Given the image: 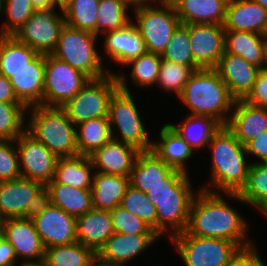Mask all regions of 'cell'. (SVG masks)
<instances>
[{"label":"cell","instance_id":"1","mask_svg":"<svg viewBox=\"0 0 267 266\" xmlns=\"http://www.w3.org/2000/svg\"><path fill=\"white\" fill-rule=\"evenodd\" d=\"M217 192L207 186L201 188L191 203L186 232L200 237L218 238L235 242L242 250L254 247L246 237L247 224L234 208Z\"/></svg>","mask_w":267,"mask_h":266},{"label":"cell","instance_id":"2","mask_svg":"<svg viewBox=\"0 0 267 266\" xmlns=\"http://www.w3.org/2000/svg\"><path fill=\"white\" fill-rule=\"evenodd\" d=\"M179 98L191 115L210 116L222 125L227 124L229 117L225 115L236 101L215 68L195 70Z\"/></svg>","mask_w":267,"mask_h":266},{"label":"cell","instance_id":"3","mask_svg":"<svg viewBox=\"0 0 267 266\" xmlns=\"http://www.w3.org/2000/svg\"><path fill=\"white\" fill-rule=\"evenodd\" d=\"M212 151L211 184L225 193H239L247 182L251 163L245 160V145L225 126L213 135L209 144Z\"/></svg>","mask_w":267,"mask_h":266},{"label":"cell","instance_id":"4","mask_svg":"<svg viewBox=\"0 0 267 266\" xmlns=\"http://www.w3.org/2000/svg\"><path fill=\"white\" fill-rule=\"evenodd\" d=\"M31 121L26 131L59 157L79 155L76 128L61 107L44 105L30 107Z\"/></svg>","mask_w":267,"mask_h":266},{"label":"cell","instance_id":"5","mask_svg":"<svg viewBox=\"0 0 267 266\" xmlns=\"http://www.w3.org/2000/svg\"><path fill=\"white\" fill-rule=\"evenodd\" d=\"M188 174L178 184H156L146 195L155 205L157 213V235L171 226V237L186 231L190 206L194 199ZM168 224V225H167Z\"/></svg>","mask_w":267,"mask_h":266},{"label":"cell","instance_id":"6","mask_svg":"<svg viewBox=\"0 0 267 266\" xmlns=\"http://www.w3.org/2000/svg\"><path fill=\"white\" fill-rule=\"evenodd\" d=\"M98 36L65 24L58 38L56 49L52 55L65 61L71 67L83 72L90 79H98L108 75L105 71L95 47Z\"/></svg>","mask_w":267,"mask_h":266},{"label":"cell","instance_id":"7","mask_svg":"<svg viewBox=\"0 0 267 266\" xmlns=\"http://www.w3.org/2000/svg\"><path fill=\"white\" fill-rule=\"evenodd\" d=\"M119 89L109 102L108 120L112 138H115L112 128L115 125L120 130L121 142L136 147L139 151H149L152 143L148 139L143 122L138 113L134 99L121 75L115 74ZM114 125V127H113Z\"/></svg>","mask_w":267,"mask_h":266},{"label":"cell","instance_id":"8","mask_svg":"<svg viewBox=\"0 0 267 266\" xmlns=\"http://www.w3.org/2000/svg\"><path fill=\"white\" fill-rule=\"evenodd\" d=\"M118 89L115 74L109 73L91 79L61 108L75 126L90 119L108 117L110 99Z\"/></svg>","mask_w":267,"mask_h":266},{"label":"cell","instance_id":"9","mask_svg":"<svg viewBox=\"0 0 267 266\" xmlns=\"http://www.w3.org/2000/svg\"><path fill=\"white\" fill-rule=\"evenodd\" d=\"M171 238L186 266H227L242 250L235 242L186 231Z\"/></svg>","mask_w":267,"mask_h":266},{"label":"cell","instance_id":"10","mask_svg":"<svg viewBox=\"0 0 267 266\" xmlns=\"http://www.w3.org/2000/svg\"><path fill=\"white\" fill-rule=\"evenodd\" d=\"M160 3L163 9L146 5L134 10L137 17L135 27L146 44L147 52L161 55L180 20L173 4Z\"/></svg>","mask_w":267,"mask_h":266},{"label":"cell","instance_id":"11","mask_svg":"<svg viewBox=\"0 0 267 266\" xmlns=\"http://www.w3.org/2000/svg\"><path fill=\"white\" fill-rule=\"evenodd\" d=\"M91 79L52 54H45L44 106L62 107Z\"/></svg>","mask_w":267,"mask_h":266},{"label":"cell","instance_id":"12","mask_svg":"<svg viewBox=\"0 0 267 266\" xmlns=\"http://www.w3.org/2000/svg\"><path fill=\"white\" fill-rule=\"evenodd\" d=\"M64 25V16L56 14L54 9L36 10L13 36L37 53L52 54Z\"/></svg>","mask_w":267,"mask_h":266},{"label":"cell","instance_id":"13","mask_svg":"<svg viewBox=\"0 0 267 266\" xmlns=\"http://www.w3.org/2000/svg\"><path fill=\"white\" fill-rule=\"evenodd\" d=\"M15 141L21 177L46 186L54 177L58 157L26 130Z\"/></svg>","mask_w":267,"mask_h":266},{"label":"cell","instance_id":"14","mask_svg":"<svg viewBox=\"0 0 267 266\" xmlns=\"http://www.w3.org/2000/svg\"><path fill=\"white\" fill-rule=\"evenodd\" d=\"M194 62L200 68H215L225 52V29L220 24H188Z\"/></svg>","mask_w":267,"mask_h":266},{"label":"cell","instance_id":"15","mask_svg":"<svg viewBox=\"0 0 267 266\" xmlns=\"http://www.w3.org/2000/svg\"><path fill=\"white\" fill-rule=\"evenodd\" d=\"M187 174L169 167L153 151H140L129 175V184L147 192L156 184H178Z\"/></svg>","mask_w":267,"mask_h":266},{"label":"cell","instance_id":"16","mask_svg":"<svg viewBox=\"0 0 267 266\" xmlns=\"http://www.w3.org/2000/svg\"><path fill=\"white\" fill-rule=\"evenodd\" d=\"M32 220L45 248L77 241L76 217L52 203Z\"/></svg>","mask_w":267,"mask_h":266},{"label":"cell","instance_id":"17","mask_svg":"<svg viewBox=\"0 0 267 266\" xmlns=\"http://www.w3.org/2000/svg\"><path fill=\"white\" fill-rule=\"evenodd\" d=\"M3 236L13 246L16 258H25L24 262L43 261L46 248L36 231L32 219L9 218L0 221ZM30 259V260H29Z\"/></svg>","mask_w":267,"mask_h":266},{"label":"cell","instance_id":"18","mask_svg":"<svg viewBox=\"0 0 267 266\" xmlns=\"http://www.w3.org/2000/svg\"><path fill=\"white\" fill-rule=\"evenodd\" d=\"M17 99L27 108L44 105L45 54L38 53L10 78Z\"/></svg>","mask_w":267,"mask_h":266},{"label":"cell","instance_id":"19","mask_svg":"<svg viewBox=\"0 0 267 266\" xmlns=\"http://www.w3.org/2000/svg\"><path fill=\"white\" fill-rule=\"evenodd\" d=\"M227 85L230 94L236 99H244L252 90L259 67L248 63L241 56L224 52L215 67Z\"/></svg>","mask_w":267,"mask_h":266},{"label":"cell","instance_id":"20","mask_svg":"<svg viewBox=\"0 0 267 266\" xmlns=\"http://www.w3.org/2000/svg\"><path fill=\"white\" fill-rule=\"evenodd\" d=\"M43 186L24 177L0 182V221L25 218L27 205Z\"/></svg>","mask_w":267,"mask_h":266},{"label":"cell","instance_id":"21","mask_svg":"<svg viewBox=\"0 0 267 266\" xmlns=\"http://www.w3.org/2000/svg\"><path fill=\"white\" fill-rule=\"evenodd\" d=\"M139 150L118 138H112L90 156L97 172L129 177Z\"/></svg>","mask_w":267,"mask_h":266},{"label":"cell","instance_id":"22","mask_svg":"<svg viewBox=\"0 0 267 266\" xmlns=\"http://www.w3.org/2000/svg\"><path fill=\"white\" fill-rule=\"evenodd\" d=\"M158 238L157 234L131 235L114 232L96 254L114 266H123Z\"/></svg>","mask_w":267,"mask_h":266},{"label":"cell","instance_id":"23","mask_svg":"<svg viewBox=\"0 0 267 266\" xmlns=\"http://www.w3.org/2000/svg\"><path fill=\"white\" fill-rule=\"evenodd\" d=\"M229 120L225 125L245 145L264 131H267V108L257 107L244 101L236 100Z\"/></svg>","mask_w":267,"mask_h":266},{"label":"cell","instance_id":"24","mask_svg":"<svg viewBox=\"0 0 267 266\" xmlns=\"http://www.w3.org/2000/svg\"><path fill=\"white\" fill-rule=\"evenodd\" d=\"M225 30L263 34L267 26V9L253 0H228Z\"/></svg>","mask_w":267,"mask_h":266},{"label":"cell","instance_id":"25","mask_svg":"<svg viewBox=\"0 0 267 266\" xmlns=\"http://www.w3.org/2000/svg\"><path fill=\"white\" fill-rule=\"evenodd\" d=\"M113 233L110 211L92 209L76 217L77 241L91 248L95 253Z\"/></svg>","mask_w":267,"mask_h":266},{"label":"cell","instance_id":"26","mask_svg":"<svg viewBox=\"0 0 267 266\" xmlns=\"http://www.w3.org/2000/svg\"><path fill=\"white\" fill-rule=\"evenodd\" d=\"M104 48L107 55L114 62L126 64L131 59L147 52L146 44L135 27V23L128 24L120 30L106 32Z\"/></svg>","mask_w":267,"mask_h":266},{"label":"cell","instance_id":"27","mask_svg":"<svg viewBox=\"0 0 267 266\" xmlns=\"http://www.w3.org/2000/svg\"><path fill=\"white\" fill-rule=\"evenodd\" d=\"M228 0H177V16L182 24H220L226 16Z\"/></svg>","mask_w":267,"mask_h":266},{"label":"cell","instance_id":"28","mask_svg":"<svg viewBox=\"0 0 267 266\" xmlns=\"http://www.w3.org/2000/svg\"><path fill=\"white\" fill-rule=\"evenodd\" d=\"M159 141L152 143L151 151L172 169L188 174L185 163L191 157L193 148L170 124L161 128Z\"/></svg>","mask_w":267,"mask_h":266},{"label":"cell","instance_id":"29","mask_svg":"<svg viewBox=\"0 0 267 266\" xmlns=\"http://www.w3.org/2000/svg\"><path fill=\"white\" fill-rule=\"evenodd\" d=\"M93 185L91 187L93 209L112 211L118 207L125 195L129 184V177L93 173Z\"/></svg>","mask_w":267,"mask_h":266},{"label":"cell","instance_id":"30","mask_svg":"<svg viewBox=\"0 0 267 266\" xmlns=\"http://www.w3.org/2000/svg\"><path fill=\"white\" fill-rule=\"evenodd\" d=\"M94 168L90 157L77 155L72 157H59L53 179L49 183L65 184L74 188L91 190Z\"/></svg>","mask_w":267,"mask_h":266},{"label":"cell","instance_id":"31","mask_svg":"<svg viewBox=\"0 0 267 266\" xmlns=\"http://www.w3.org/2000/svg\"><path fill=\"white\" fill-rule=\"evenodd\" d=\"M265 38L263 34L225 30V52L241 56L260 69L263 66Z\"/></svg>","mask_w":267,"mask_h":266},{"label":"cell","instance_id":"32","mask_svg":"<svg viewBox=\"0 0 267 266\" xmlns=\"http://www.w3.org/2000/svg\"><path fill=\"white\" fill-rule=\"evenodd\" d=\"M51 203L74 217L93 209L91 190L74 188L65 184L48 183Z\"/></svg>","mask_w":267,"mask_h":266},{"label":"cell","instance_id":"33","mask_svg":"<svg viewBox=\"0 0 267 266\" xmlns=\"http://www.w3.org/2000/svg\"><path fill=\"white\" fill-rule=\"evenodd\" d=\"M234 199L258 207L267 215V163L253 162L249 166L247 182L239 193H228Z\"/></svg>","mask_w":267,"mask_h":266},{"label":"cell","instance_id":"34","mask_svg":"<svg viewBox=\"0 0 267 266\" xmlns=\"http://www.w3.org/2000/svg\"><path fill=\"white\" fill-rule=\"evenodd\" d=\"M76 144L79 155L90 157L112 139L108 117L90 119L76 125Z\"/></svg>","mask_w":267,"mask_h":266},{"label":"cell","instance_id":"35","mask_svg":"<svg viewBox=\"0 0 267 266\" xmlns=\"http://www.w3.org/2000/svg\"><path fill=\"white\" fill-rule=\"evenodd\" d=\"M38 53L13 35H0V74L8 79L24 68Z\"/></svg>","mask_w":267,"mask_h":266},{"label":"cell","instance_id":"36","mask_svg":"<svg viewBox=\"0 0 267 266\" xmlns=\"http://www.w3.org/2000/svg\"><path fill=\"white\" fill-rule=\"evenodd\" d=\"M172 128L194 149L208 145L222 124L210 116L189 115L185 121Z\"/></svg>","mask_w":267,"mask_h":266},{"label":"cell","instance_id":"37","mask_svg":"<svg viewBox=\"0 0 267 266\" xmlns=\"http://www.w3.org/2000/svg\"><path fill=\"white\" fill-rule=\"evenodd\" d=\"M96 253L78 241L46 248L47 266H87Z\"/></svg>","mask_w":267,"mask_h":266},{"label":"cell","instance_id":"38","mask_svg":"<svg viewBox=\"0 0 267 266\" xmlns=\"http://www.w3.org/2000/svg\"><path fill=\"white\" fill-rule=\"evenodd\" d=\"M99 0H71L61 11L65 24L96 35Z\"/></svg>","mask_w":267,"mask_h":266},{"label":"cell","instance_id":"39","mask_svg":"<svg viewBox=\"0 0 267 266\" xmlns=\"http://www.w3.org/2000/svg\"><path fill=\"white\" fill-rule=\"evenodd\" d=\"M128 6L119 0H99L98 16L96 21V35L120 30L130 24L126 14Z\"/></svg>","mask_w":267,"mask_h":266},{"label":"cell","instance_id":"40","mask_svg":"<svg viewBox=\"0 0 267 266\" xmlns=\"http://www.w3.org/2000/svg\"><path fill=\"white\" fill-rule=\"evenodd\" d=\"M119 206L135 214L157 234L156 207L145 192L129 185Z\"/></svg>","mask_w":267,"mask_h":266},{"label":"cell","instance_id":"41","mask_svg":"<svg viewBox=\"0 0 267 266\" xmlns=\"http://www.w3.org/2000/svg\"><path fill=\"white\" fill-rule=\"evenodd\" d=\"M161 58L186 66H198L193 59L188 24L180 23L174 30Z\"/></svg>","mask_w":267,"mask_h":266},{"label":"cell","instance_id":"42","mask_svg":"<svg viewBox=\"0 0 267 266\" xmlns=\"http://www.w3.org/2000/svg\"><path fill=\"white\" fill-rule=\"evenodd\" d=\"M26 110L22 103L0 102V140L15 141L25 131Z\"/></svg>","mask_w":267,"mask_h":266},{"label":"cell","instance_id":"43","mask_svg":"<svg viewBox=\"0 0 267 266\" xmlns=\"http://www.w3.org/2000/svg\"><path fill=\"white\" fill-rule=\"evenodd\" d=\"M197 69H200V67L180 65L178 63L162 59L157 83H159V85L167 92L168 90H173V92L176 91L175 93H177L179 97L184 89V86L188 82V79Z\"/></svg>","mask_w":267,"mask_h":266},{"label":"cell","instance_id":"44","mask_svg":"<svg viewBox=\"0 0 267 266\" xmlns=\"http://www.w3.org/2000/svg\"><path fill=\"white\" fill-rule=\"evenodd\" d=\"M162 58L160 54L146 52L131 59L127 64H133L131 78L136 85L152 86L157 82Z\"/></svg>","mask_w":267,"mask_h":266},{"label":"cell","instance_id":"45","mask_svg":"<svg viewBox=\"0 0 267 266\" xmlns=\"http://www.w3.org/2000/svg\"><path fill=\"white\" fill-rule=\"evenodd\" d=\"M7 21L0 35H14L35 12L31 0H3Z\"/></svg>","mask_w":267,"mask_h":266},{"label":"cell","instance_id":"46","mask_svg":"<svg viewBox=\"0 0 267 266\" xmlns=\"http://www.w3.org/2000/svg\"><path fill=\"white\" fill-rule=\"evenodd\" d=\"M110 215L115 233L156 234L143 220L121 206L110 211Z\"/></svg>","mask_w":267,"mask_h":266},{"label":"cell","instance_id":"47","mask_svg":"<svg viewBox=\"0 0 267 266\" xmlns=\"http://www.w3.org/2000/svg\"><path fill=\"white\" fill-rule=\"evenodd\" d=\"M13 140H0V182L21 177L17 149Z\"/></svg>","mask_w":267,"mask_h":266},{"label":"cell","instance_id":"48","mask_svg":"<svg viewBox=\"0 0 267 266\" xmlns=\"http://www.w3.org/2000/svg\"><path fill=\"white\" fill-rule=\"evenodd\" d=\"M247 103L267 108V71L260 69L252 90L243 99Z\"/></svg>","mask_w":267,"mask_h":266},{"label":"cell","instance_id":"49","mask_svg":"<svg viewBox=\"0 0 267 266\" xmlns=\"http://www.w3.org/2000/svg\"><path fill=\"white\" fill-rule=\"evenodd\" d=\"M50 203L49 190L46 186H43L27 205L25 219H33L35 216L41 214Z\"/></svg>","mask_w":267,"mask_h":266},{"label":"cell","instance_id":"50","mask_svg":"<svg viewBox=\"0 0 267 266\" xmlns=\"http://www.w3.org/2000/svg\"><path fill=\"white\" fill-rule=\"evenodd\" d=\"M247 154L260 158V163H267V131L262 132L245 144Z\"/></svg>","mask_w":267,"mask_h":266},{"label":"cell","instance_id":"51","mask_svg":"<svg viewBox=\"0 0 267 266\" xmlns=\"http://www.w3.org/2000/svg\"><path fill=\"white\" fill-rule=\"evenodd\" d=\"M227 266H265L257 255L255 246L241 250Z\"/></svg>","mask_w":267,"mask_h":266},{"label":"cell","instance_id":"52","mask_svg":"<svg viewBox=\"0 0 267 266\" xmlns=\"http://www.w3.org/2000/svg\"><path fill=\"white\" fill-rule=\"evenodd\" d=\"M16 261L13 246L2 236L0 239V266H14Z\"/></svg>","mask_w":267,"mask_h":266},{"label":"cell","instance_id":"53","mask_svg":"<svg viewBox=\"0 0 267 266\" xmlns=\"http://www.w3.org/2000/svg\"><path fill=\"white\" fill-rule=\"evenodd\" d=\"M0 102L21 103L13 90V86L6 76L0 74Z\"/></svg>","mask_w":267,"mask_h":266},{"label":"cell","instance_id":"54","mask_svg":"<svg viewBox=\"0 0 267 266\" xmlns=\"http://www.w3.org/2000/svg\"><path fill=\"white\" fill-rule=\"evenodd\" d=\"M34 10H51L58 6L55 0H31Z\"/></svg>","mask_w":267,"mask_h":266},{"label":"cell","instance_id":"55","mask_svg":"<svg viewBox=\"0 0 267 266\" xmlns=\"http://www.w3.org/2000/svg\"><path fill=\"white\" fill-rule=\"evenodd\" d=\"M119 1L123 2L127 6L133 5L134 6L133 8L135 9L140 8L142 6L149 5V3L151 2V0H119Z\"/></svg>","mask_w":267,"mask_h":266},{"label":"cell","instance_id":"56","mask_svg":"<svg viewBox=\"0 0 267 266\" xmlns=\"http://www.w3.org/2000/svg\"><path fill=\"white\" fill-rule=\"evenodd\" d=\"M87 266H114L110 264L108 261L101 259L97 254L89 261Z\"/></svg>","mask_w":267,"mask_h":266},{"label":"cell","instance_id":"57","mask_svg":"<svg viewBox=\"0 0 267 266\" xmlns=\"http://www.w3.org/2000/svg\"><path fill=\"white\" fill-rule=\"evenodd\" d=\"M21 266H47L46 262L43 261H32V262H24L23 264H21Z\"/></svg>","mask_w":267,"mask_h":266},{"label":"cell","instance_id":"58","mask_svg":"<svg viewBox=\"0 0 267 266\" xmlns=\"http://www.w3.org/2000/svg\"><path fill=\"white\" fill-rule=\"evenodd\" d=\"M262 69L267 71V40L266 39H265V45H264V56H263V66H262Z\"/></svg>","mask_w":267,"mask_h":266},{"label":"cell","instance_id":"59","mask_svg":"<svg viewBox=\"0 0 267 266\" xmlns=\"http://www.w3.org/2000/svg\"><path fill=\"white\" fill-rule=\"evenodd\" d=\"M71 0H55V3L62 10Z\"/></svg>","mask_w":267,"mask_h":266},{"label":"cell","instance_id":"60","mask_svg":"<svg viewBox=\"0 0 267 266\" xmlns=\"http://www.w3.org/2000/svg\"><path fill=\"white\" fill-rule=\"evenodd\" d=\"M263 8L267 9V0H253Z\"/></svg>","mask_w":267,"mask_h":266},{"label":"cell","instance_id":"61","mask_svg":"<svg viewBox=\"0 0 267 266\" xmlns=\"http://www.w3.org/2000/svg\"><path fill=\"white\" fill-rule=\"evenodd\" d=\"M4 4H5V3L3 2V0H0V13H2V12H1L2 10H4V9H3V7H5Z\"/></svg>","mask_w":267,"mask_h":266},{"label":"cell","instance_id":"62","mask_svg":"<svg viewBox=\"0 0 267 266\" xmlns=\"http://www.w3.org/2000/svg\"><path fill=\"white\" fill-rule=\"evenodd\" d=\"M177 0H165L166 3L174 4Z\"/></svg>","mask_w":267,"mask_h":266},{"label":"cell","instance_id":"63","mask_svg":"<svg viewBox=\"0 0 267 266\" xmlns=\"http://www.w3.org/2000/svg\"><path fill=\"white\" fill-rule=\"evenodd\" d=\"M2 236H3V230H2V224L0 222V239H1Z\"/></svg>","mask_w":267,"mask_h":266},{"label":"cell","instance_id":"64","mask_svg":"<svg viewBox=\"0 0 267 266\" xmlns=\"http://www.w3.org/2000/svg\"><path fill=\"white\" fill-rule=\"evenodd\" d=\"M263 37L267 40V26H266V29H265V31L263 33Z\"/></svg>","mask_w":267,"mask_h":266}]
</instances>
